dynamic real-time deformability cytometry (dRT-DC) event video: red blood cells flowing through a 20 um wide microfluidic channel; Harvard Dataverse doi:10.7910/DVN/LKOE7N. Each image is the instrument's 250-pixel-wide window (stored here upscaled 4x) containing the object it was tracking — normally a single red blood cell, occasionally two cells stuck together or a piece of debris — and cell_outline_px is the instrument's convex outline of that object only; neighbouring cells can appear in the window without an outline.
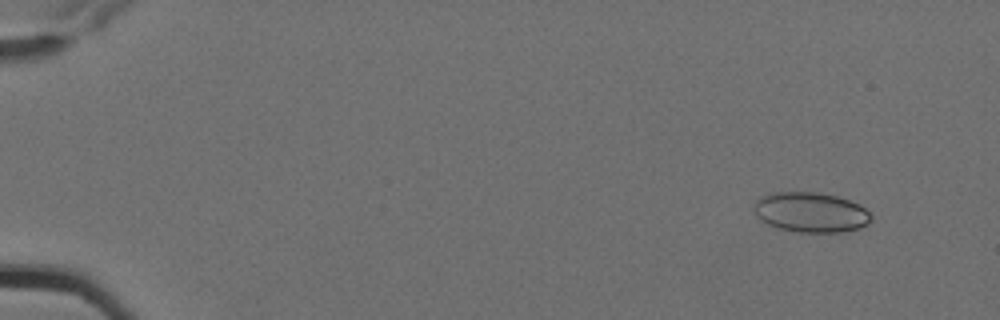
{"species": "Egyptian fruit bat (a non-hibernating species)", "species_latin": "Rousettus aegyptiacus", "temperature_condition": "cold", "stored_images_in_passage": 3, "camera_frame_rate_fps": 3000, "um_per_image_px": 0.085, "animal": {"sex": "female"}, "frame": {"image": 1, "passage_image": 1, "time_ms": 0.0, "image_size_px": [1000, 320], "cell_outline_px": [[872, 220], [868, 224], [860, 228], [844, 232], [796, 232], [780, 228], [768, 224], [760, 220], [756, 216], [752, 208], [752, 204], [756, 200], [772, 192], [816, 192], [836, 196], [860, 204], [872, 216]], "centroid_in_image_um": [68.9, 18.05], "position_along_channel_um": 16.1, "area_um2": 27.51}}